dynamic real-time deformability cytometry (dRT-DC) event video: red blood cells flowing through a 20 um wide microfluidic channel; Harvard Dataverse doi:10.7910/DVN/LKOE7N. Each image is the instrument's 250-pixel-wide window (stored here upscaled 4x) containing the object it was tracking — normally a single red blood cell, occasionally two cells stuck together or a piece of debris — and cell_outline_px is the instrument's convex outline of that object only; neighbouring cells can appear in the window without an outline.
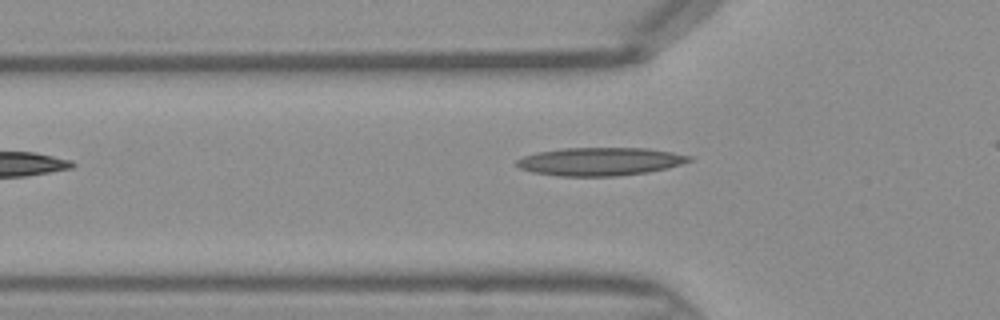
{"species": "Egyptian fruit bat (a non-hibernating species)", "species_latin": "Rousettus aegyptiacus", "temperature_condition": "warm", "stored_images_in_passage": 28, "camera_frame_rate_fps": 3000, "um_per_image_px": 0.085, "frame": {"image": 1, "passage_image": 4, "time_ms": 1.0, "image_size_px": [1000, 320], "cell_outline_px": [[692, 160], [668, 168], [648, 172], [616, 176], [560, 176], [532, 172], [520, 168], [516, 164], [516, 160], [524, 156], [536, 152], [564, 148], [648, 148], [672, 152], [692, 156]], "centroid_in_image_um": [51.01, 13.72], "position_along_channel_um": 74.8, "area_um2": 28.26}}
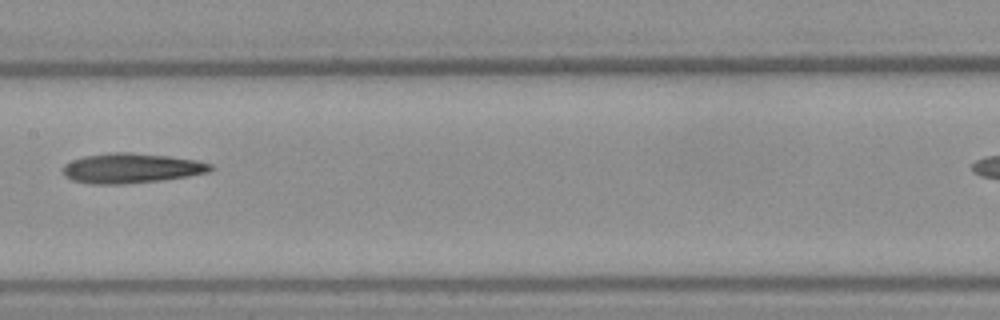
{"frame": {"image": 2, "passage_image": 12, "time_ms": 3.667, "image_size_px": [1000, 320], "cell_outline_px": [[216, 168], [208, 172], [188, 176], [160, 180], [124, 184], [92, 184], [72, 180], [64, 176], [64, 164], [72, 160], [84, 156], [112, 152], [128, 152], [168, 156], [196, 160], [212, 164]], "centroid_in_image_um": [11.17, 14.29], "position_along_channel_um": 196.2, "area_um2": 25.66}}
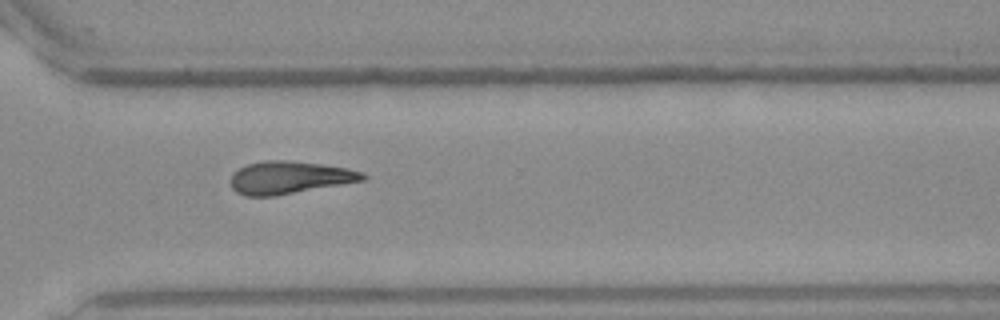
{"frame": {"image": 3, "passage_image": 22, "time_ms": 7.0, "image_size_px": [1000, 320], "cell_outline_px": [[368, 176], [364, 180], [276, 196], [244, 196], [236, 192], [232, 188], [232, 176], [240, 168], [248, 164], [268, 160], [284, 160], [320, 164], [348, 168], [364, 172]], "centroid_in_image_um": [24.63, 15.1], "position_along_channel_um": 346.0, "area_um2": 24.85}}